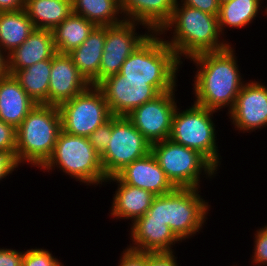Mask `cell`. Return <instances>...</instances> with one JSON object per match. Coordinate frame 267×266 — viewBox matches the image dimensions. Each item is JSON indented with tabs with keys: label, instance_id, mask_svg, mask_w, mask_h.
<instances>
[{
	"label": "cell",
	"instance_id": "obj_1",
	"mask_svg": "<svg viewBox=\"0 0 267 266\" xmlns=\"http://www.w3.org/2000/svg\"><path fill=\"white\" fill-rule=\"evenodd\" d=\"M232 44L224 50L198 54L188 60L196 66L193 102L220 112L233 108L237 95L246 83L240 72Z\"/></svg>",
	"mask_w": 267,
	"mask_h": 266
},
{
	"label": "cell",
	"instance_id": "obj_2",
	"mask_svg": "<svg viewBox=\"0 0 267 266\" xmlns=\"http://www.w3.org/2000/svg\"><path fill=\"white\" fill-rule=\"evenodd\" d=\"M168 32L169 37L172 34L170 38ZM158 33L182 64L185 59L201 53L221 51L232 44L222 39L218 16L176 2L171 18Z\"/></svg>",
	"mask_w": 267,
	"mask_h": 266
},
{
	"label": "cell",
	"instance_id": "obj_3",
	"mask_svg": "<svg viewBox=\"0 0 267 266\" xmlns=\"http://www.w3.org/2000/svg\"><path fill=\"white\" fill-rule=\"evenodd\" d=\"M181 66L163 37L152 32L125 60L119 73L126 80H149L160 93H165L177 88Z\"/></svg>",
	"mask_w": 267,
	"mask_h": 266
},
{
	"label": "cell",
	"instance_id": "obj_4",
	"mask_svg": "<svg viewBox=\"0 0 267 266\" xmlns=\"http://www.w3.org/2000/svg\"><path fill=\"white\" fill-rule=\"evenodd\" d=\"M62 130L58 106L36 104L16 129L15 161L41 168L51 157Z\"/></svg>",
	"mask_w": 267,
	"mask_h": 266
},
{
	"label": "cell",
	"instance_id": "obj_5",
	"mask_svg": "<svg viewBox=\"0 0 267 266\" xmlns=\"http://www.w3.org/2000/svg\"><path fill=\"white\" fill-rule=\"evenodd\" d=\"M200 192V188L176 187L165 195L155 196L143 216L163 221L182 242L186 241L201 232L210 214L211 205Z\"/></svg>",
	"mask_w": 267,
	"mask_h": 266
},
{
	"label": "cell",
	"instance_id": "obj_6",
	"mask_svg": "<svg viewBox=\"0 0 267 266\" xmlns=\"http://www.w3.org/2000/svg\"><path fill=\"white\" fill-rule=\"evenodd\" d=\"M59 169L81 184L97 187L105 186L107 177L103 170L100 155L86 137L69 134L63 130L59 133L51 157L40 168L49 172ZM104 183V184H103ZM97 185V186H95Z\"/></svg>",
	"mask_w": 267,
	"mask_h": 266
},
{
	"label": "cell",
	"instance_id": "obj_7",
	"mask_svg": "<svg viewBox=\"0 0 267 266\" xmlns=\"http://www.w3.org/2000/svg\"><path fill=\"white\" fill-rule=\"evenodd\" d=\"M179 106L175 111L169 139L198 151L216 169L221 165L213 114L216 111L191 103L185 110Z\"/></svg>",
	"mask_w": 267,
	"mask_h": 266
},
{
	"label": "cell",
	"instance_id": "obj_8",
	"mask_svg": "<svg viewBox=\"0 0 267 266\" xmlns=\"http://www.w3.org/2000/svg\"><path fill=\"white\" fill-rule=\"evenodd\" d=\"M151 153L170 182L178 188H201V178L212 180L219 173L198 151L170 139L151 144Z\"/></svg>",
	"mask_w": 267,
	"mask_h": 266
},
{
	"label": "cell",
	"instance_id": "obj_9",
	"mask_svg": "<svg viewBox=\"0 0 267 266\" xmlns=\"http://www.w3.org/2000/svg\"><path fill=\"white\" fill-rule=\"evenodd\" d=\"M59 111L62 130L86 138L112 116L103 93L93 85L62 103Z\"/></svg>",
	"mask_w": 267,
	"mask_h": 266
},
{
	"label": "cell",
	"instance_id": "obj_10",
	"mask_svg": "<svg viewBox=\"0 0 267 266\" xmlns=\"http://www.w3.org/2000/svg\"><path fill=\"white\" fill-rule=\"evenodd\" d=\"M151 152V143L126 116L112 115V133L100 156L105 176H115L126 165Z\"/></svg>",
	"mask_w": 267,
	"mask_h": 266
},
{
	"label": "cell",
	"instance_id": "obj_11",
	"mask_svg": "<svg viewBox=\"0 0 267 266\" xmlns=\"http://www.w3.org/2000/svg\"><path fill=\"white\" fill-rule=\"evenodd\" d=\"M140 25L146 29L144 34L136 32L141 29ZM151 33L152 31L145 25L129 20L106 26V39L99 68V83L118 74L125 60Z\"/></svg>",
	"mask_w": 267,
	"mask_h": 266
},
{
	"label": "cell",
	"instance_id": "obj_12",
	"mask_svg": "<svg viewBox=\"0 0 267 266\" xmlns=\"http://www.w3.org/2000/svg\"><path fill=\"white\" fill-rule=\"evenodd\" d=\"M175 88L135 108L126 117L151 143L169 139L173 117L177 109Z\"/></svg>",
	"mask_w": 267,
	"mask_h": 266
},
{
	"label": "cell",
	"instance_id": "obj_13",
	"mask_svg": "<svg viewBox=\"0 0 267 266\" xmlns=\"http://www.w3.org/2000/svg\"><path fill=\"white\" fill-rule=\"evenodd\" d=\"M101 90L113 116H127L135 108L155 99L161 93L149 80H126L120 73L101 81Z\"/></svg>",
	"mask_w": 267,
	"mask_h": 266
},
{
	"label": "cell",
	"instance_id": "obj_14",
	"mask_svg": "<svg viewBox=\"0 0 267 266\" xmlns=\"http://www.w3.org/2000/svg\"><path fill=\"white\" fill-rule=\"evenodd\" d=\"M234 130L252 133L267 128V85L261 81L246 82L235 100L233 108L226 113Z\"/></svg>",
	"mask_w": 267,
	"mask_h": 266
},
{
	"label": "cell",
	"instance_id": "obj_15",
	"mask_svg": "<svg viewBox=\"0 0 267 266\" xmlns=\"http://www.w3.org/2000/svg\"><path fill=\"white\" fill-rule=\"evenodd\" d=\"M91 84L79 72L68 54L57 53L51 59L48 104L60 106L71 100Z\"/></svg>",
	"mask_w": 267,
	"mask_h": 266
},
{
	"label": "cell",
	"instance_id": "obj_16",
	"mask_svg": "<svg viewBox=\"0 0 267 266\" xmlns=\"http://www.w3.org/2000/svg\"><path fill=\"white\" fill-rule=\"evenodd\" d=\"M129 225L132 244L127 245L128 249L145 253L175 252L173 246L182 243L166 223L151 216H142Z\"/></svg>",
	"mask_w": 267,
	"mask_h": 266
},
{
	"label": "cell",
	"instance_id": "obj_17",
	"mask_svg": "<svg viewBox=\"0 0 267 266\" xmlns=\"http://www.w3.org/2000/svg\"><path fill=\"white\" fill-rule=\"evenodd\" d=\"M116 176L123 183L148 190L156 196L165 195L176 188L151 152L126 165Z\"/></svg>",
	"mask_w": 267,
	"mask_h": 266
},
{
	"label": "cell",
	"instance_id": "obj_18",
	"mask_svg": "<svg viewBox=\"0 0 267 266\" xmlns=\"http://www.w3.org/2000/svg\"><path fill=\"white\" fill-rule=\"evenodd\" d=\"M116 182L117 189L113 194L110 207L111 218L131 220V224L145 215L156 195L152 192L123 183L116 175L108 177L105 184Z\"/></svg>",
	"mask_w": 267,
	"mask_h": 266
},
{
	"label": "cell",
	"instance_id": "obj_19",
	"mask_svg": "<svg viewBox=\"0 0 267 266\" xmlns=\"http://www.w3.org/2000/svg\"><path fill=\"white\" fill-rule=\"evenodd\" d=\"M57 54L52 30L34 29L30 36L11 53L8 58V72L25 69L39 61L52 59Z\"/></svg>",
	"mask_w": 267,
	"mask_h": 266
},
{
	"label": "cell",
	"instance_id": "obj_20",
	"mask_svg": "<svg viewBox=\"0 0 267 266\" xmlns=\"http://www.w3.org/2000/svg\"><path fill=\"white\" fill-rule=\"evenodd\" d=\"M37 103L13 75L0 78V120L17 129Z\"/></svg>",
	"mask_w": 267,
	"mask_h": 266
},
{
	"label": "cell",
	"instance_id": "obj_21",
	"mask_svg": "<svg viewBox=\"0 0 267 266\" xmlns=\"http://www.w3.org/2000/svg\"><path fill=\"white\" fill-rule=\"evenodd\" d=\"M176 0H122L125 20L141 23L152 32H159L169 21Z\"/></svg>",
	"mask_w": 267,
	"mask_h": 266
},
{
	"label": "cell",
	"instance_id": "obj_22",
	"mask_svg": "<svg viewBox=\"0 0 267 266\" xmlns=\"http://www.w3.org/2000/svg\"><path fill=\"white\" fill-rule=\"evenodd\" d=\"M106 39V26H96L87 39L68 56L85 79L93 86L99 84V68Z\"/></svg>",
	"mask_w": 267,
	"mask_h": 266
},
{
	"label": "cell",
	"instance_id": "obj_23",
	"mask_svg": "<svg viewBox=\"0 0 267 266\" xmlns=\"http://www.w3.org/2000/svg\"><path fill=\"white\" fill-rule=\"evenodd\" d=\"M24 10L35 29L49 30L73 13L72 0H25Z\"/></svg>",
	"mask_w": 267,
	"mask_h": 266
},
{
	"label": "cell",
	"instance_id": "obj_24",
	"mask_svg": "<svg viewBox=\"0 0 267 266\" xmlns=\"http://www.w3.org/2000/svg\"><path fill=\"white\" fill-rule=\"evenodd\" d=\"M34 29L24 9L0 12V48L8 55L19 47Z\"/></svg>",
	"mask_w": 267,
	"mask_h": 266
},
{
	"label": "cell",
	"instance_id": "obj_25",
	"mask_svg": "<svg viewBox=\"0 0 267 266\" xmlns=\"http://www.w3.org/2000/svg\"><path fill=\"white\" fill-rule=\"evenodd\" d=\"M264 1L267 0H229L220 4L218 22L223 38L228 28L242 29L253 23L259 13L262 15Z\"/></svg>",
	"mask_w": 267,
	"mask_h": 266
},
{
	"label": "cell",
	"instance_id": "obj_26",
	"mask_svg": "<svg viewBox=\"0 0 267 266\" xmlns=\"http://www.w3.org/2000/svg\"><path fill=\"white\" fill-rule=\"evenodd\" d=\"M95 27L92 21L72 13L52 30L57 53L68 54L79 47Z\"/></svg>",
	"mask_w": 267,
	"mask_h": 266
},
{
	"label": "cell",
	"instance_id": "obj_27",
	"mask_svg": "<svg viewBox=\"0 0 267 266\" xmlns=\"http://www.w3.org/2000/svg\"><path fill=\"white\" fill-rule=\"evenodd\" d=\"M73 14L92 21L96 26L116 25L125 20L121 0H72Z\"/></svg>",
	"mask_w": 267,
	"mask_h": 266
},
{
	"label": "cell",
	"instance_id": "obj_28",
	"mask_svg": "<svg viewBox=\"0 0 267 266\" xmlns=\"http://www.w3.org/2000/svg\"><path fill=\"white\" fill-rule=\"evenodd\" d=\"M50 72L51 59H47L16 70L12 75L33 101L37 104H48Z\"/></svg>",
	"mask_w": 267,
	"mask_h": 266
},
{
	"label": "cell",
	"instance_id": "obj_29",
	"mask_svg": "<svg viewBox=\"0 0 267 266\" xmlns=\"http://www.w3.org/2000/svg\"><path fill=\"white\" fill-rule=\"evenodd\" d=\"M22 266H65L48 249L30 248L24 251Z\"/></svg>",
	"mask_w": 267,
	"mask_h": 266
},
{
	"label": "cell",
	"instance_id": "obj_30",
	"mask_svg": "<svg viewBox=\"0 0 267 266\" xmlns=\"http://www.w3.org/2000/svg\"><path fill=\"white\" fill-rule=\"evenodd\" d=\"M254 252L251 257V264L255 266H267V224L256 230L254 233Z\"/></svg>",
	"mask_w": 267,
	"mask_h": 266
},
{
	"label": "cell",
	"instance_id": "obj_31",
	"mask_svg": "<svg viewBox=\"0 0 267 266\" xmlns=\"http://www.w3.org/2000/svg\"><path fill=\"white\" fill-rule=\"evenodd\" d=\"M112 133V116L102 125H100L93 133L88 137L92 147L101 156L110 141Z\"/></svg>",
	"mask_w": 267,
	"mask_h": 266
},
{
	"label": "cell",
	"instance_id": "obj_32",
	"mask_svg": "<svg viewBox=\"0 0 267 266\" xmlns=\"http://www.w3.org/2000/svg\"><path fill=\"white\" fill-rule=\"evenodd\" d=\"M16 129L0 120V152H8L15 159Z\"/></svg>",
	"mask_w": 267,
	"mask_h": 266
},
{
	"label": "cell",
	"instance_id": "obj_33",
	"mask_svg": "<svg viewBox=\"0 0 267 266\" xmlns=\"http://www.w3.org/2000/svg\"><path fill=\"white\" fill-rule=\"evenodd\" d=\"M117 266H147V253L138 252L127 247L120 254Z\"/></svg>",
	"mask_w": 267,
	"mask_h": 266
},
{
	"label": "cell",
	"instance_id": "obj_34",
	"mask_svg": "<svg viewBox=\"0 0 267 266\" xmlns=\"http://www.w3.org/2000/svg\"><path fill=\"white\" fill-rule=\"evenodd\" d=\"M176 3L184 4L211 15H219L220 2L218 0H176Z\"/></svg>",
	"mask_w": 267,
	"mask_h": 266
},
{
	"label": "cell",
	"instance_id": "obj_35",
	"mask_svg": "<svg viewBox=\"0 0 267 266\" xmlns=\"http://www.w3.org/2000/svg\"><path fill=\"white\" fill-rule=\"evenodd\" d=\"M174 252L147 253V266H179Z\"/></svg>",
	"mask_w": 267,
	"mask_h": 266
},
{
	"label": "cell",
	"instance_id": "obj_36",
	"mask_svg": "<svg viewBox=\"0 0 267 266\" xmlns=\"http://www.w3.org/2000/svg\"><path fill=\"white\" fill-rule=\"evenodd\" d=\"M24 251L0 247V266H22Z\"/></svg>",
	"mask_w": 267,
	"mask_h": 266
},
{
	"label": "cell",
	"instance_id": "obj_37",
	"mask_svg": "<svg viewBox=\"0 0 267 266\" xmlns=\"http://www.w3.org/2000/svg\"><path fill=\"white\" fill-rule=\"evenodd\" d=\"M19 168L15 159L8 152H0V182Z\"/></svg>",
	"mask_w": 267,
	"mask_h": 266
},
{
	"label": "cell",
	"instance_id": "obj_38",
	"mask_svg": "<svg viewBox=\"0 0 267 266\" xmlns=\"http://www.w3.org/2000/svg\"><path fill=\"white\" fill-rule=\"evenodd\" d=\"M25 0H0V12L24 9Z\"/></svg>",
	"mask_w": 267,
	"mask_h": 266
},
{
	"label": "cell",
	"instance_id": "obj_39",
	"mask_svg": "<svg viewBox=\"0 0 267 266\" xmlns=\"http://www.w3.org/2000/svg\"><path fill=\"white\" fill-rule=\"evenodd\" d=\"M8 74V58L7 55L0 48V78H3Z\"/></svg>",
	"mask_w": 267,
	"mask_h": 266
},
{
	"label": "cell",
	"instance_id": "obj_40",
	"mask_svg": "<svg viewBox=\"0 0 267 266\" xmlns=\"http://www.w3.org/2000/svg\"><path fill=\"white\" fill-rule=\"evenodd\" d=\"M265 3H267V2H265ZM265 8L263 9V11H264V15H267V4H266V6H264Z\"/></svg>",
	"mask_w": 267,
	"mask_h": 266
},
{
	"label": "cell",
	"instance_id": "obj_41",
	"mask_svg": "<svg viewBox=\"0 0 267 266\" xmlns=\"http://www.w3.org/2000/svg\"><path fill=\"white\" fill-rule=\"evenodd\" d=\"M220 2V4L226 2V1H229V0H218Z\"/></svg>",
	"mask_w": 267,
	"mask_h": 266
}]
</instances>
